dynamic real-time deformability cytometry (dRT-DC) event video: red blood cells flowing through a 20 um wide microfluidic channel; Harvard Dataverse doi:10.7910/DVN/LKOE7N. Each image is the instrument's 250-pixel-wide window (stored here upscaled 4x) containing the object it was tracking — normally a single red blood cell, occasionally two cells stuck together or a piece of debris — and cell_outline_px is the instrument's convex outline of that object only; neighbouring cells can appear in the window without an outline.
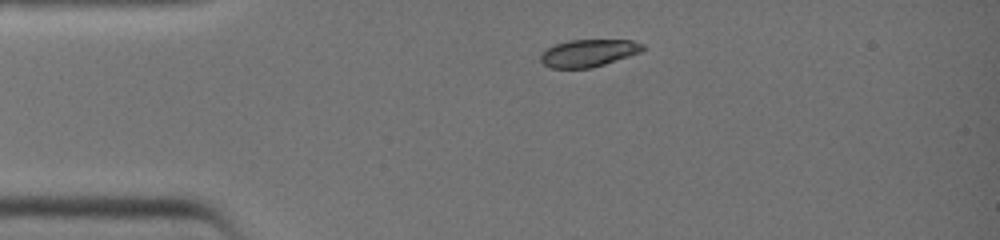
{"species": "common noctule bat (a hibernating species)", "species_latin": "Nyctalus noctula", "temperature_condition": "warm", "stored_images_in_passage": 10, "camera_frame_rate_fps": 3000, "um_per_image_px": 0.085, "animal": {"sex": "female", "body_mass_g": 19.0, "forearm_length_mm": 51.5}, "frame": {"image": 1, "passage_image": 1, "time_ms": 0.0, "image_size_px": [1000, 240], "cell_outline_px": [[648, 48], [640, 52], [592, 68], [552, 68], [544, 64], [540, 60], [540, 52], [556, 44], [568, 40], [632, 40], [644, 44]], "centroid_in_image_um": [50.03, 4.5], "position_along_channel_um": 35.0, "area_um2": 16.3}}
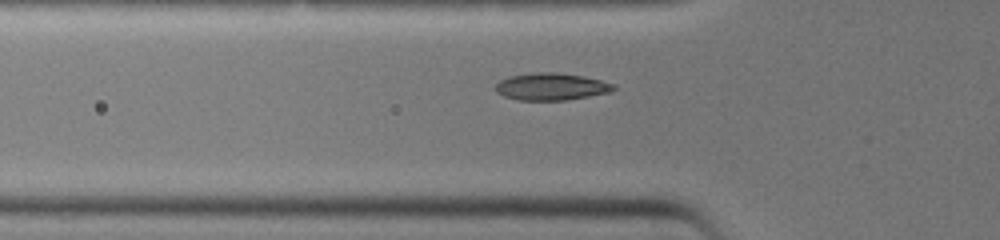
{"frame": {"image": 2, "passage_image": 6, "time_ms": 1.667, "image_size_px": [1000, 240], "cell_outline_px": [[616, 88], [612, 92], [568, 100], [516, 100], [504, 96], [496, 92], [496, 84], [500, 80], [508, 76], [532, 72], [556, 72], [584, 76], [616, 84]], "centroid_in_image_um": [46.87, 7.36], "position_along_channel_um": 78.9, "area_um2": 18.96}}
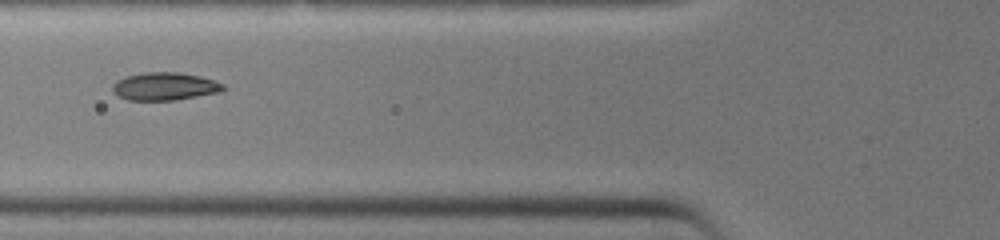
{"frame": {"image": 3, "passage_image": 8, "time_ms": 2.333, "image_size_px": [1000, 240], "cell_outline_px": [[228, 88], [220, 92], [176, 100], [128, 100], [112, 92], [112, 84], [116, 80], [124, 76], [144, 72], [180, 72], [200, 76], [224, 84]], "centroid_in_image_um": [13.99, 7.33], "position_along_channel_um": 111.8, "area_um2": 18.15}}